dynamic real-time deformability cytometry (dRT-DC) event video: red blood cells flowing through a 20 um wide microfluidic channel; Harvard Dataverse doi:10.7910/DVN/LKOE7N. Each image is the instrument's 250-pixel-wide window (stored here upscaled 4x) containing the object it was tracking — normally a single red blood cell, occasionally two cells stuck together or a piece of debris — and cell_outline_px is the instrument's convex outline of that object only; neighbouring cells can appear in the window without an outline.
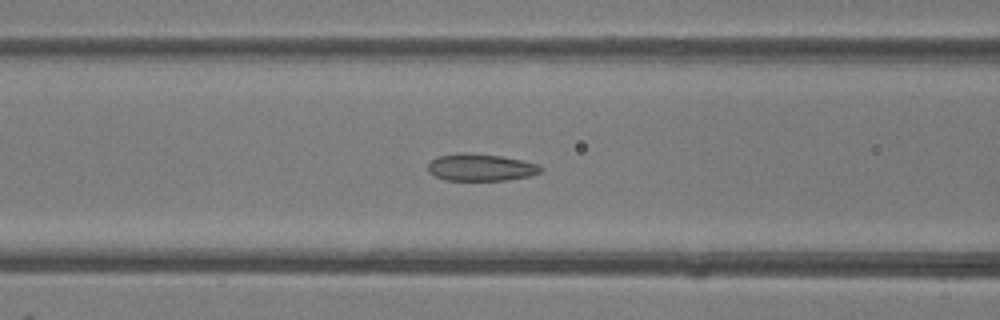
{"species": "common noctule bat (a hibernating species)", "species_latin": "Nyctalus noctula", "temperature_condition": "room temperature", "stored_images_in_passage": 34, "camera_frame_rate_fps": 3000, "um_per_image_px": 0.085, "animal": {"sex": "female"}, "frame": {"image": 1, "passage_image": 5, "time_ms": 1.333, "image_size_px": [1000, 320], "cell_outline_px": [[544, 168], [540, 172], [528, 176], [504, 180], [444, 180], [428, 172], [428, 164], [436, 156], [460, 152], [464, 152], [500, 156], [540, 164]], "centroid_in_image_um": [40.84, 14.22], "position_along_channel_um": 125.8, "area_um2": 17.8}}
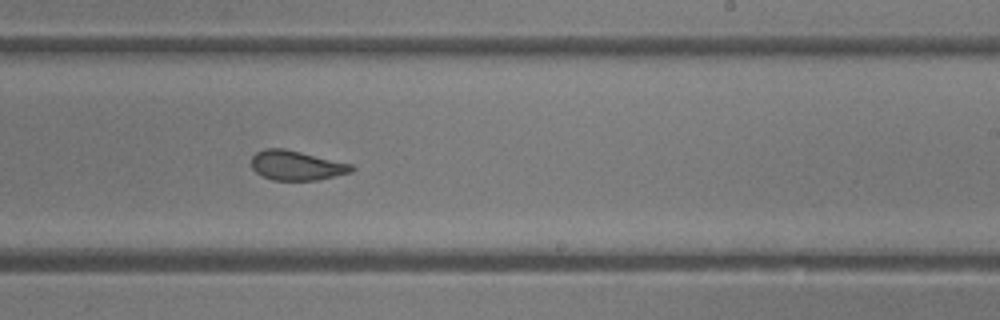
{"frame": {"image": 2, "passage_image": 15, "time_ms": 4.667, "image_size_px": [1000, 320], "cell_outline_px": [[356, 168], [352, 172], [316, 180], [272, 180], [260, 176], [252, 168], [252, 156], [256, 152], [264, 148], [284, 148], [352, 164]], "centroid_in_image_um": [25.18, 14.06], "position_along_channel_um": 263.8, "area_um2": 17.34}}
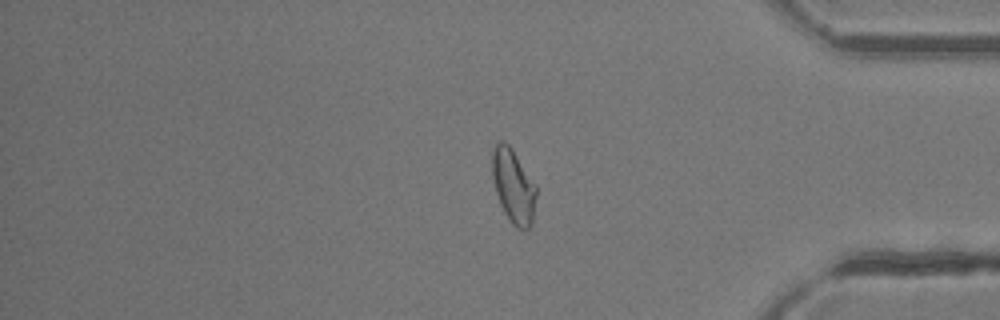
{"frame": {"image": 3, "passage_image": 26, "time_ms": 8.333, "image_size_px": [1000, 320], "cell_outline_px": [[536, 196], [532, 224], [524, 232], [516, 228], [512, 224], [504, 212], [500, 204], [496, 192], [492, 176], [492, 148], [500, 140], [504, 140], [508, 144], [536, 184]], "centroid_in_image_um": [43.63, 15.84], "position_along_channel_um": 391.6, "area_um2": 19.07}, "authors_computed_cell_mechanics": {"area_um2": 17.9469, "velocity_mm_per_s": 4.1502, "shape_relaxation_time_tau1_ms": null, "shape_relaxation_time_tau2_ms": 1.0998, "deformation_change_tau1": null, "deformation_change_tau2": 0.07}}